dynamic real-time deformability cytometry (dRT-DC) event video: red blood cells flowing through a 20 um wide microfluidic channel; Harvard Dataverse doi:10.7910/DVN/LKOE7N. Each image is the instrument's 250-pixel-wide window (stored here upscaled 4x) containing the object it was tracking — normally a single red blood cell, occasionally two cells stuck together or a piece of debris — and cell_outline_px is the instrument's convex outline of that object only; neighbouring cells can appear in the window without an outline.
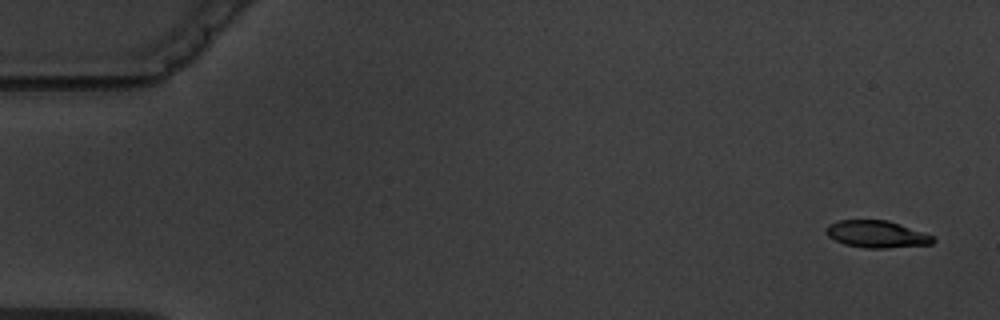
{"species": "common noctule bat (a hibernating species)", "species_latin": "Nyctalus noctula", "temperature_condition": "warm", "stored_images_in_passage": 4, "camera_frame_rate_fps": 3000, "um_per_image_px": 0.085, "animal": {"sex": "male", "body_mass_g": 19.5, "forearm_length_mm": 54.6}, "frame": {"image": 1, "passage_image": 1, "time_ms": 0.0, "image_size_px": [1000, 320], "cell_outline_px": [[936, 240], [932, 244], [884, 248], [868, 248], [844, 244], [828, 236], [824, 232], [824, 228], [828, 224], [840, 220], [888, 220], [924, 232], [932, 236]], "centroid_in_image_um": [74.5, 19.9], "position_along_channel_um": 10.5, "area_um2": 16.88}}
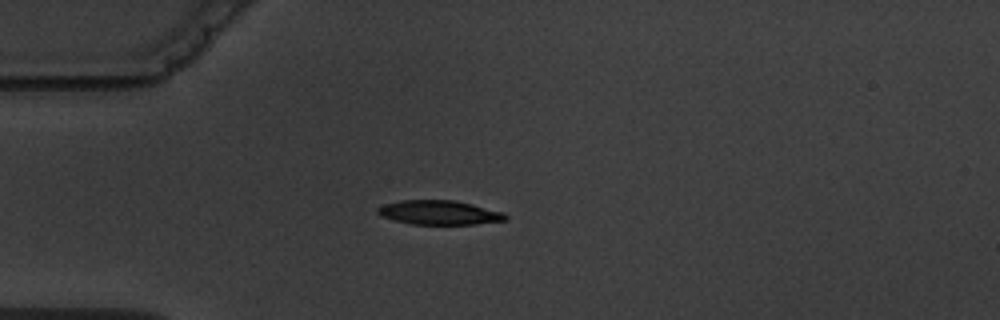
{"frame": {"image": 2, "passage_image": 4, "time_ms": 4.333, "image_size_px": [1000, 320], "cell_outline_px": [[508, 216], [504, 220], [476, 224], [412, 224], [380, 216], [376, 212], [376, 208], [384, 204], [400, 200], [456, 200], [504, 212]], "centroid_in_image_um": [37.31, 18.06], "position_along_channel_um": 47.7, "area_um2": 18.03}}